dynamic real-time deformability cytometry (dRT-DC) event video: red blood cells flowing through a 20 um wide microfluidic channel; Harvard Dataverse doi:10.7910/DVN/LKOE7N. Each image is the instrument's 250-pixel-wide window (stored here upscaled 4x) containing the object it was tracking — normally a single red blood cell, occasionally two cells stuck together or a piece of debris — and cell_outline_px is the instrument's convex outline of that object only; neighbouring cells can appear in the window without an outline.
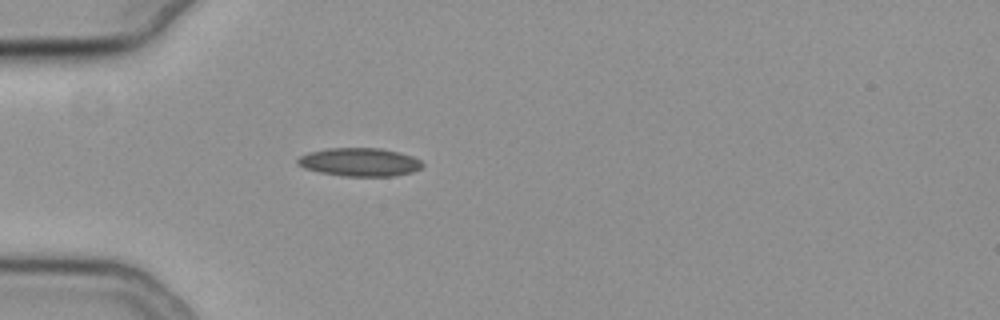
{"species": "common noctule bat (a hibernating species)", "species_latin": "Nyctalus noctula", "temperature_condition": "cold", "stored_images_in_passage": 34, "camera_frame_rate_fps": 3000, "um_per_image_px": 0.085, "animal": {"sex": "female", "body_mass_g": 19.3, "forearm_length_mm": 54.1}, "frame": {"image": 1, "passage_image": 1, "time_ms": 0.0, "image_size_px": [1000, 320], "cell_outline_px": [[424, 164], [420, 168], [412, 172], [396, 176], [344, 176], [320, 172], [304, 168], [296, 164], [296, 160], [300, 156], [308, 152], [328, 148], [380, 148], [412, 156], [420, 160]], "centroid_in_image_um": [30.54, 13.78], "position_along_channel_um": 54.5, "area_um2": 20.58}}
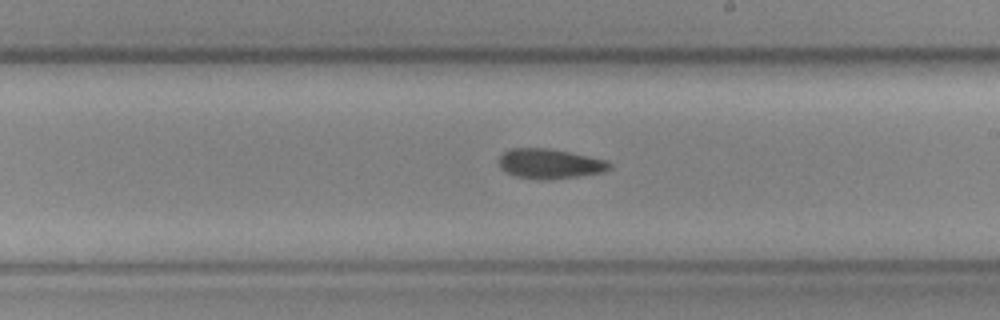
{"frame": {"image": 2, "passage_image": 17, "time_ms": 5.333, "image_size_px": [1000, 320], "cell_outline_px": [[612, 168], [604, 172], [552, 180], [536, 180], [516, 176], [500, 168], [500, 156], [504, 152], [512, 148], [548, 148], [568, 152], [604, 160], [612, 164]], "centroid_in_image_um": [46.73, 13.93], "position_along_channel_um": 242.3, "area_um2": 19.13}}
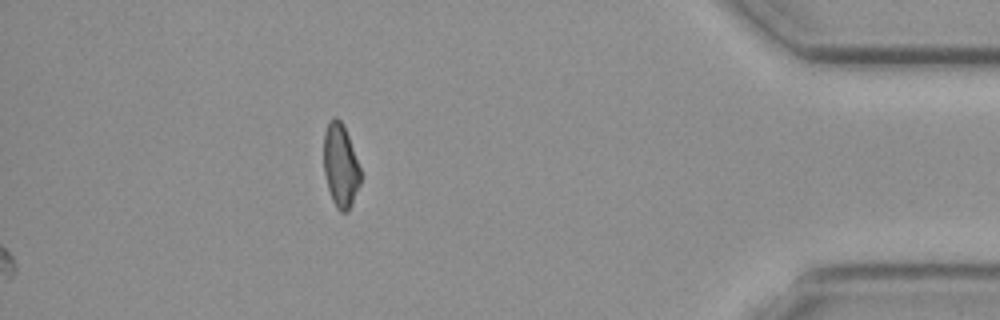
{"frame": {"image": 3, "passage_image": 34, "time_ms": 11.0, "image_size_px": [1000, 320], "cell_outline_px": [[360, 184], [352, 204], [348, 212], [340, 212], [336, 208], [332, 200], [328, 188], [324, 172], [324, 132], [332, 116], [336, 116], [344, 124], [360, 168]], "centroid_in_image_um": [28.94, 14.07], "position_along_channel_um": 406.3, "area_um2": 17.92}, "authors_computed_cell_mechanics": {"area_um2": 19.1318, "velocity_mm_per_s": 3.7249, "shape_relaxation_time_tau1_ms": null, "shape_relaxation_time_tau2_ms": 6.6586, "deformation_change_tau1": null, "deformation_change_tau2": 0.1445}}